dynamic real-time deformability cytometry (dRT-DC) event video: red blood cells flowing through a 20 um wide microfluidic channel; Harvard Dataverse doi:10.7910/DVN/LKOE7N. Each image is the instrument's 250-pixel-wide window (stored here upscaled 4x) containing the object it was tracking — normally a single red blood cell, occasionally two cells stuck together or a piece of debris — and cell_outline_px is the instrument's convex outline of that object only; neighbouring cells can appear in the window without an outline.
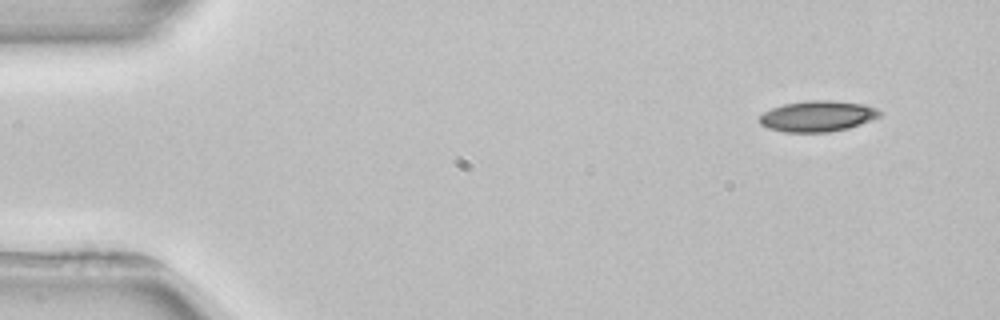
{"species": "common noctule bat (a hibernating species)", "species_latin": "Nyctalus noctula", "temperature_condition": "room temperature", "stored_images_in_passage": 5, "segment_of_instrument_passage": [2, 2], "camera_frame_rate_fps": 3000, "um_per_image_px": 0.085, "animal": {"sex": "female", "body_mass_g": 22.7, "forearm_length_mm": 54.2}, "frame": {"image": 1, "passage_image": 5, "time_ms": 6.0, "image_size_px": [1000, 320], "cell_outline_px": [[884, 112], [880, 116], [860, 124], [848, 128], [828, 132], [784, 132], [768, 128], [760, 124], [760, 116], [764, 112], [772, 108], [784, 104], [808, 100], [832, 100], [864, 104], [876, 108]], "centroid_in_image_um": [69.51, 9.87], "position_along_channel_um": 15.5, "area_um2": 21.62}}